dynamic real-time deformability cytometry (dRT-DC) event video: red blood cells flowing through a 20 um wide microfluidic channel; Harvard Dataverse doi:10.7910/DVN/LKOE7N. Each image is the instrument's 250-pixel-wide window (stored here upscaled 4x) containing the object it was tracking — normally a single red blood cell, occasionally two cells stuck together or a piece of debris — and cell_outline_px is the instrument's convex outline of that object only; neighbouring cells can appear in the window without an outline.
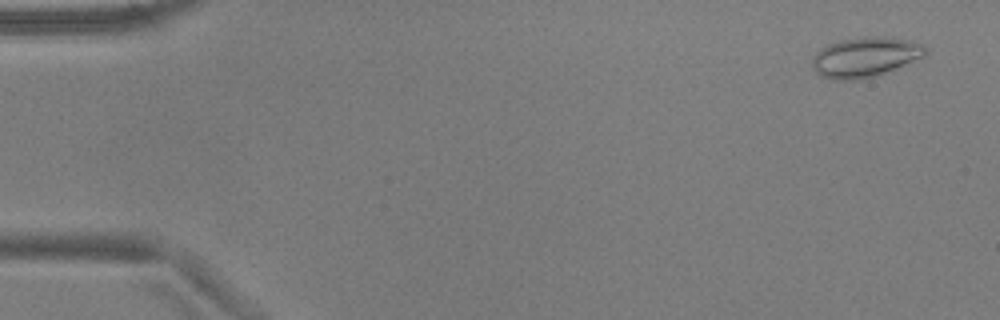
{"species": "common noctule bat (a hibernating species)", "species_latin": "Nyctalus noctula", "temperature_condition": "warm", "stored_images_in_passage": 54, "camera_frame_rate_fps": 3000, "um_per_image_px": 0.085, "animal": {"sex": "male", "body_mass_g": 17.9, "forearm_length_mm": 54.2}, "frame": {"image": 1, "passage_image": 3, "time_ms": 0.667, "image_size_px": [1000, 320], "cell_outline_px": [[928, 52], [924, 56], [876, 76], [856, 80], [832, 80], [820, 76], [812, 68], [812, 56], [820, 48], [828, 44], [840, 40], [864, 36], [884, 36], [912, 40], [924, 44], [928, 48]], "centroid_in_image_um": [73.53, 4.84], "position_along_channel_um": 11.5, "area_um2": 26.76}}
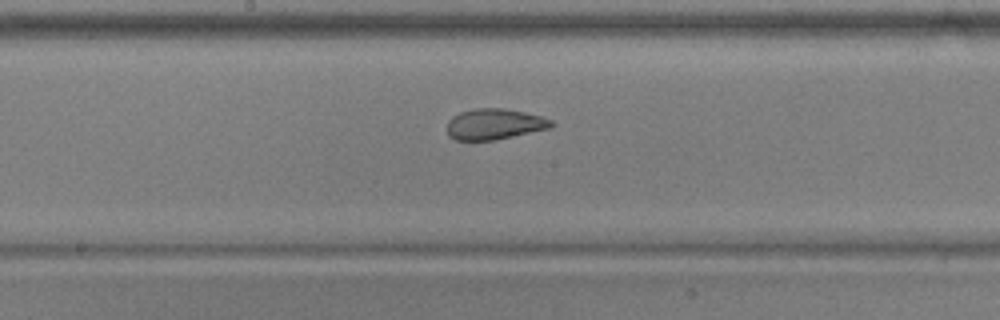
{"frame": {"image": 2, "passage_image": 29, "time_ms": 9.333, "image_size_px": [1000, 320], "cell_outline_px": [[556, 124], [552, 128], [496, 140], [456, 140], [448, 136], [448, 120], [452, 116], [460, 112], [476, 108], [504, 108], [524, 112], [540, 116], [552, 120]], "centroid_in_image_um": [42.05, 10.55], "position_along_channel_um": 206.1, "area_um2": 18.9}}
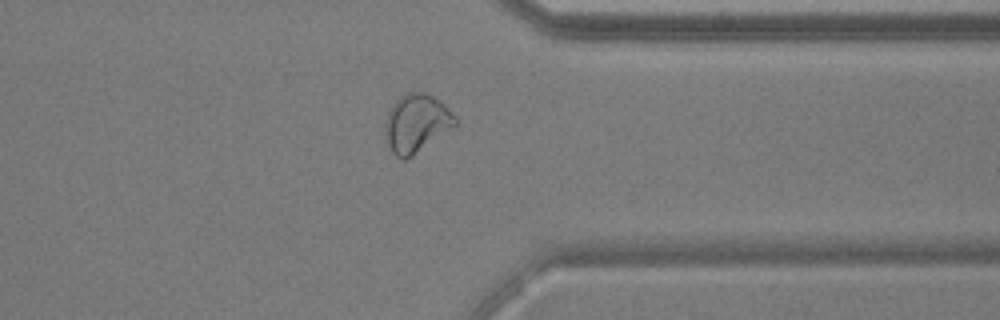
{"frame": {"image": 3, "passage_image": 43, "time_ms": 14.0, "image_size_px": [1000, 320], "cell_outline_px": [[456, 124], [412, 156], [404, 160], [396, 156], [392, 152], [388, 144], [384, 132], [384, 124], [388, 112], [392, 104], [400, 96], [408, 92], [424, 92], [440, 100], [456, 116]], "centroid_in_image_um": [35.36, 10.46], "position_along_channel_um": 376.0, "area_um2": 23.52}, "authors_computed_cell_mechanics": {"area_um2": 22.4553, "velocity_mm_per_s": 3.7158, "shape_relaxation_time_tau1_ms": 5.6858, "shape_relaxation_time_tau2_ms": 1.1358, "deformation_change_tau1": 0.1411, "deformation_change_tau2": 0.0626}}